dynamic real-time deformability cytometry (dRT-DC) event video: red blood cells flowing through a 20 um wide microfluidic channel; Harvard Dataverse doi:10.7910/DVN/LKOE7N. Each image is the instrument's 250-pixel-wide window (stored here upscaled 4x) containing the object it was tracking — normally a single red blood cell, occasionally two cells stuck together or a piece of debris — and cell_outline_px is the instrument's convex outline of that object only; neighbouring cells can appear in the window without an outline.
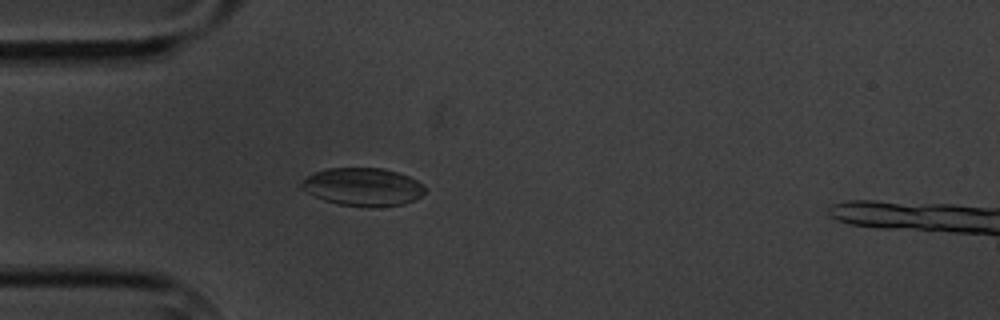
{"species": "common noctule bat (a hibernating species)", "species_latin": "Nyctalus noctula", "temperature_condition": "cold", "stored_images_in_passage": 3, "camera_frame_rate_fps": 3000, "um_per_image_px": 0.085, "animal": {"sex": "male", "body_mass_g": 20.1, "forearm_length_mm": 53.5}, "frame": {"image": 1, "passage_image": 3, "time_ms": 2.333, "image_size_px": [1000, 320], "cell_outline_px": [[424, 192], [420, 196], [404, 204], [372, 208], [368, 208], [340, 204], [324, 200], [300, 188], [300, 184], [308, 176], [316, 172], [328, 168], [384, 168], [408, 176], [424, 184]], "centroid_in_image_um": [30.86, 15.89], "position_along_channel_um": 54.1, "area_um2": 27.22}}